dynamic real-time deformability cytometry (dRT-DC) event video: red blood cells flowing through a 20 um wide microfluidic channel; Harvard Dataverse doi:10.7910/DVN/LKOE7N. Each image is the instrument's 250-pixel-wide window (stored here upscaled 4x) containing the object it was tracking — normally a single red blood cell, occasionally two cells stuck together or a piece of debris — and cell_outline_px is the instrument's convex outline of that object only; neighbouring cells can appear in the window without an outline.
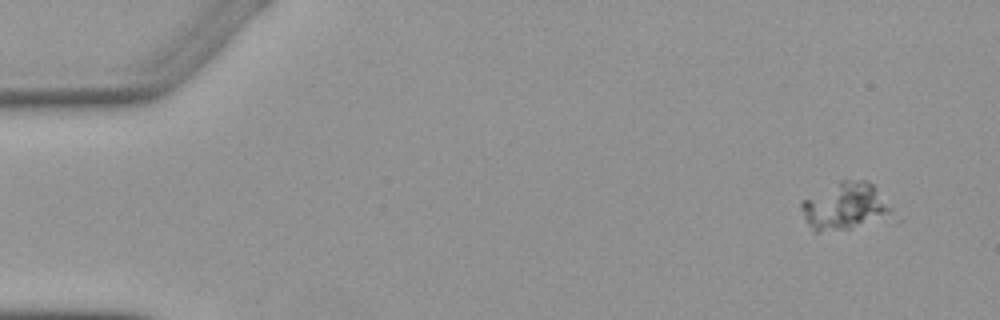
{"species": "Egyptian fruit bat (a non-hibernating species)", "species_latin": "Rousettus aegyptiacus", "temperature_condition": "warm", "stored_images_in_passage": 7, "camera_frame_rate_fps": 3000, "um_per_image_px": 0.085, "animal": {"sex": "female"}, "frame": {"image": 1, "passage_image": 1, "time_ms": 0.0, "image_size_px": [1000, 320], "cell_outline_px": [[900, 220], [896, 224], [820, 232], [812, 232], [800, 208], [800, 200], [840, 180], [868, 180], [876, 188], [892, 208]], "centroid_in_image_um": [72.01, 17.62], "position_along_channel_um": 13.0, "area_um2": 26.88}}
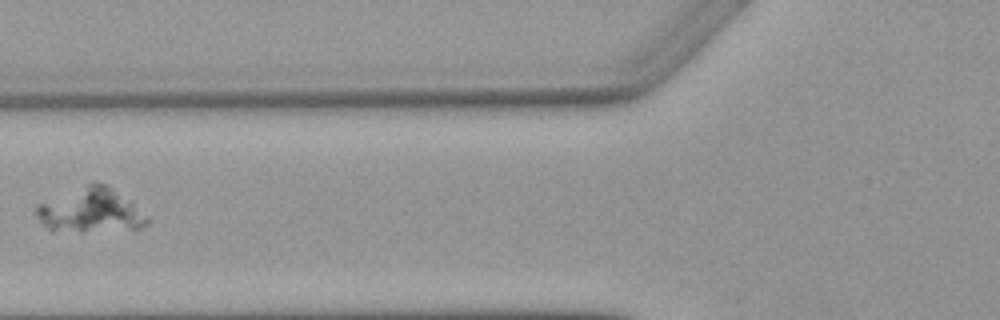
{"frame": {"image": 2, "passage_image": 6, "time_ms": 6.0, "image_size_px": [1000, 320], "cell_outline_px": [[148, 224], [140, 228], [84, 232], [52, 232], [36, 216], [36, 208], [40, 204], [92, 180], [96, 180], [104, 184], [132, 200], [148, 216]], "centroid_in_image_um": [7.74, 17.89], "position_along_channel_um": 118.1, "area_um2": 28.96}}
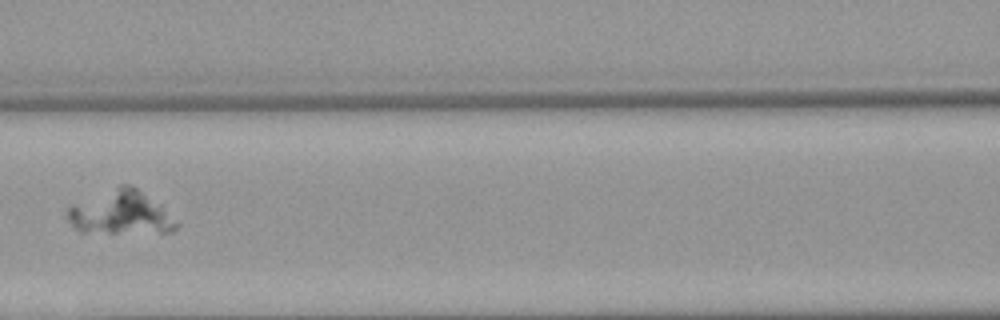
{"frame": {"image": 3, "passage_image": 7, "time_ms": 7.0, "image_size_px": [1000, 320], "cell_outline_px": [[180, 224], [176, 228], [168, 232], [80, 232], [64, 216], [68, 208], [72, 204], [120, 184], [128, 184], [136, 188], [160, 204]], "centroid_in_image_um": [10.23, 18.07], "position_along_channel_um": 156.4, "area_um2": 27.57}}